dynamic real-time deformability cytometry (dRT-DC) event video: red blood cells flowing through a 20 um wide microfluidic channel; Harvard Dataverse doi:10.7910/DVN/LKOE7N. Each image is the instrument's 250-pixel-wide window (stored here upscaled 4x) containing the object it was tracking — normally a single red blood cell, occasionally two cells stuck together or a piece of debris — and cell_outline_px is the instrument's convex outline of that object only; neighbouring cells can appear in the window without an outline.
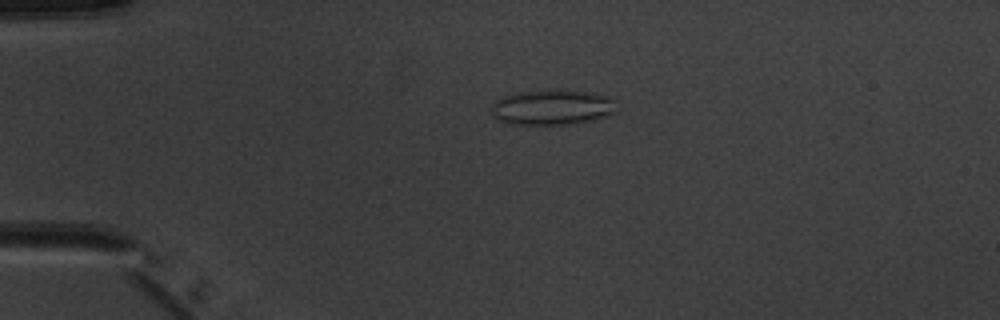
{"species": "common noctule bat (a hibernating species)", "species_latin": "Nyctalus noctula", "temperature_condition": "warm", "stored_images_in_passage": 4, "camera_frame_rate_fps": 3000, "um_per_image_px": 0.085, "animal": {"sex": "male", "body_mass_g": 20.1, "forearm_length_mm": 53.5}, "frame": {"image": 1, "passage_image": 3, "time_ms": 3.333, "image_size_px": [1000, 320], "cell_outline_px": [[616, 112], [592, 120], [572, 124], [508, 124], [496, 120], [488, 112], [492, 104], [500, 96], [520, 92], [584, 92], [608, 96], [616, 100]], "centroid_in_image_um": [46.86, 9.16], "position_along_channel_um": 38.1, "area_um2": 25.37}}